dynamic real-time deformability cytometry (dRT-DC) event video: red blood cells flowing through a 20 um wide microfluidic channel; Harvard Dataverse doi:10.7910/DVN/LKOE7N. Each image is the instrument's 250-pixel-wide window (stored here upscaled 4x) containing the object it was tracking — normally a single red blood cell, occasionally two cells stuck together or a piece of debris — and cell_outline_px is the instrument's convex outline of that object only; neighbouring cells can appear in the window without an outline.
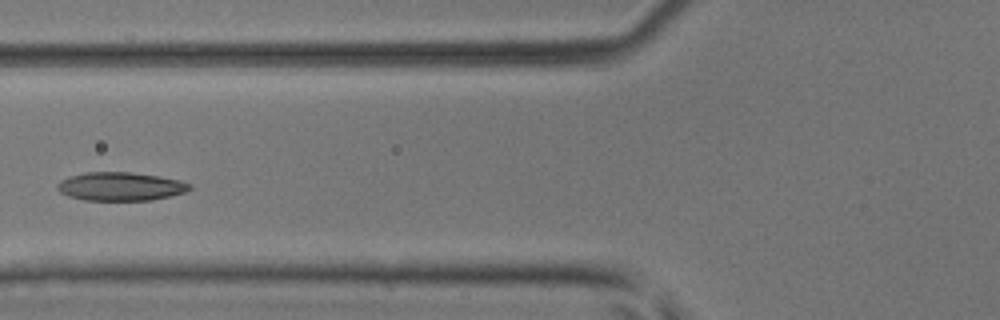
{"species": "common noctule bat (a hibernating species)", "species_latin": "Nyctalus noctula", "temperature_condition": "room temperature", "stored_images_in_passage": 5, "camera_frame_rate_fps": 3000, "um_per_image_px": 0.085, "animal": {"sex": "male", "body_mass_g": 17.9, "forearm_length_mm": 54.2}, "frame": {"image": 1, "passage_image": 5, "time_ms": 4.667, "image_size_px": [1000, 320], "cell_outline_px": [[192, 188], [184, 192], [152, 200], [84, 200], [68, 196], [60, 192], [56, 188], [56, 184], [60, 180], [68, 176], [84, 172], [132, 172], [160, 176], [180, 180], [192, 184]], "centroid_in_image_um": [10.21, 15.84], "position_along_channel_um": 115.6, "area_um2": 22.14}}